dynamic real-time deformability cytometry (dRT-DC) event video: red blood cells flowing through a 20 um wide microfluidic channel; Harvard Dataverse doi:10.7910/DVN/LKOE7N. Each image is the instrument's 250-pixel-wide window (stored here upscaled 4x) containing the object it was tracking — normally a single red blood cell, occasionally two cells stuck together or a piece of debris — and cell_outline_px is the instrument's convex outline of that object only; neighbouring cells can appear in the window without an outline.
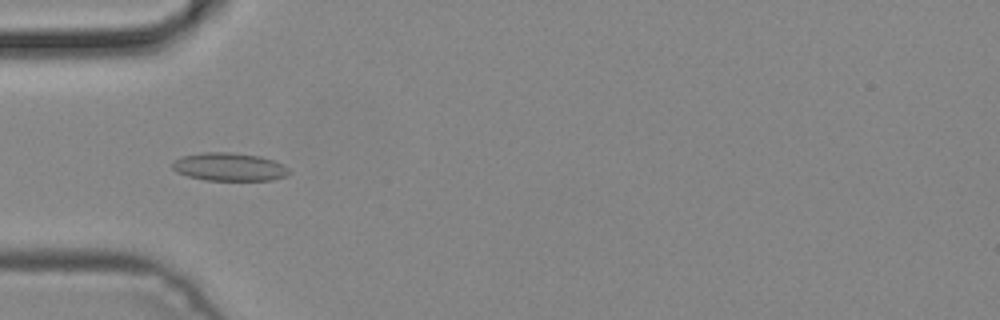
{"species": "common noctule bat (a hibernating species)", "species_latin": "Nyctalus noctula", "temperature_condition": "cold", "stored_images_in_passage": 5, "camera_frame_rate_fps": 3000, "um_per_image_px": 0.085, "animal": {"sex": "male", "body_mass_g": 19.2, "forearm_length_mm": 51.8}, "frame": {"image": 1, "passage_image": 5, "time_ms": 1.333, "image_size_px": [1000, 320], "cell_outline_px": [[292, 172], [288, 176], [272, 180], [204, 180], [188, 176], [176, 172], [172, 168], [172, 160], [180, 156], [200, 152], [232, 152], [260, 156], [284, 164]], "centroid_in_image_um": [19.48, 14.18], "position_along_channel_um": 65.5, "area_um2": 19.48}}